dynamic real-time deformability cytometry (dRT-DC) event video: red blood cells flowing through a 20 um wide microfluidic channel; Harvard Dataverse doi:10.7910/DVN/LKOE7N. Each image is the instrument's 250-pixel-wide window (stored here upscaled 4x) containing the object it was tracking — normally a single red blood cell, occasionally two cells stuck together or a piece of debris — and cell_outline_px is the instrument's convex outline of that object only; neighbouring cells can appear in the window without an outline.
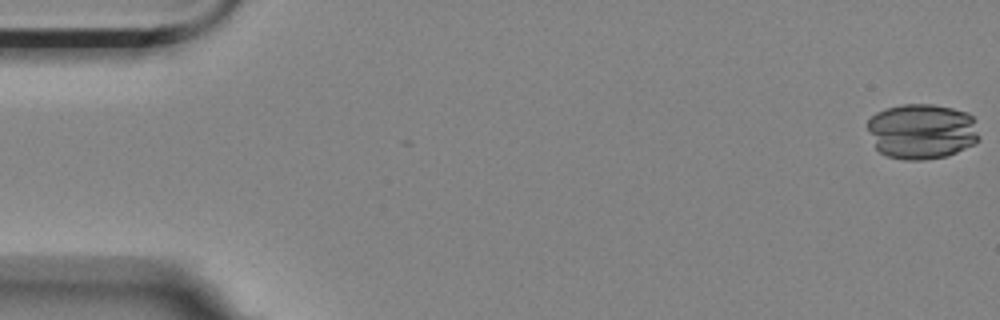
{"species": "Egyptian fruit bat (a non-hibernating species)", "species_latin": "Rousettus aegyptiacus", "temperature_condition": "room temperature", "stored_images_in_passage": 15, "camera_frame_rate_fps": 3000, "um_per_image_px": 0.085, "animal": {"sex": "female"}, "frame": {"image": 1, "passage_image": 1, "time_ms": 0.0, "image_size_px": [1000, 320], "cell_outline_px": [[980, 140], [976, 144], [956, 152], [944, 156], [920, 160], [904, 160], [888, 156], [880, 152], [876, 148], [868, 128], [868, 120], [876, 112], [884, 108], [900, 104], [932, 104], [952, 108], [968, 112], [972, 116], [980, 136]], "centroid_in_image_um": [78.37, 11.15], "position_along_channel_um": 6.6, "area_um2": 36.24}}